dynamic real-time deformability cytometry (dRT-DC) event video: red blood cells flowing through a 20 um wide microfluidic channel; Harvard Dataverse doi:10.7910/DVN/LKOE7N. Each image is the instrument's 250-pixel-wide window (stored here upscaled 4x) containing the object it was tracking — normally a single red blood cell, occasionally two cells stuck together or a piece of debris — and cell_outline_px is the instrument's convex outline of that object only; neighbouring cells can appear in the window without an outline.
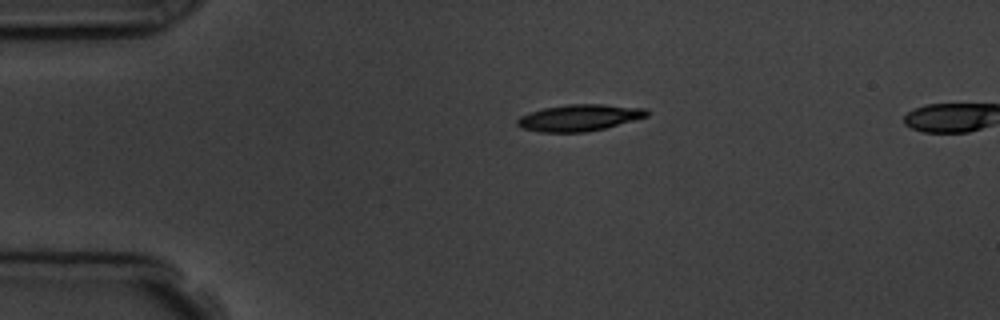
{"species": "common noctule bat (a hibernating species)", "species_latin": "Nyctalus noctula", "temperature_condition": "room temperature", "stored_images_in_passage": 3, "segment_of_instrument_passage": [1, 2], "camera_frame_rate_fps": 3000, "um_per_image_px": 0.085, "animal": {"sex": "male", "body_mass_g": 19.5, "forearm_length_mm": 54.6}, "frame": {"image": 1, "passage_image": 1, "time_ms": 0.0, "image_size_px": [1000, 320], "cell_outline_px": [[648, 116], [604, 128], [584, 132], [540, 132], [520, 128], [516, 124], [516, 120], [520, 116], [528, 112], [544, 108], [568, 104], [604, 104], [644, 108], [648, 112]], "centroid_in_image_um": [49.18, 10.0], "position_along_channel_um": 35.8, "area_um2": 20.0}}